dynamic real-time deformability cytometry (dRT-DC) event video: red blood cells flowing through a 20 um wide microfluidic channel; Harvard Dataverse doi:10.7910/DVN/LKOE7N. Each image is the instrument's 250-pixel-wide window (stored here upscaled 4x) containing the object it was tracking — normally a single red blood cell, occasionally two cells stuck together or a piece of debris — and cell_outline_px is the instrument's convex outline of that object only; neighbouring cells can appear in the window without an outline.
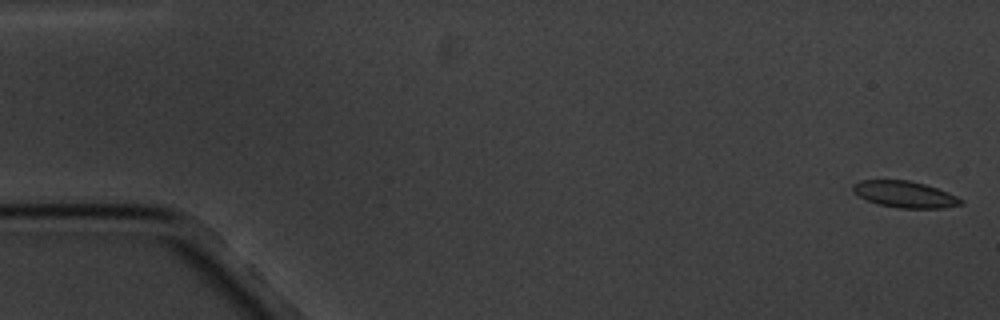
{"species": "common noctule bat (a hibernating species)", "species_latin": "Nyctalus noctula", "temperature_condition": "cold", "stored_images_in_passage": 5, "camera_frame_rate_fps": 3000, "um_per_image_px": 0.085, "animal": {"sex": "male", "body_mass_g": 20.1, "forearm_length_mm": 53.5}, "frame": {"image": 1, "passage_image": 1, "time_ms": 0.0, "image_size_px": [1000, 320], "cell_outline_px": [[964, 204], [944, 208], [900, 208], [880, 204], [868, 200], [852, 192], [852, 184], [860, 180], [908, 180], [924, 184], [948, 192], [964, 200]], "centroid_in_image_um": [76.92, 16.51], "position_along_channel_um": 8.1, "area_um2": 16.59}}
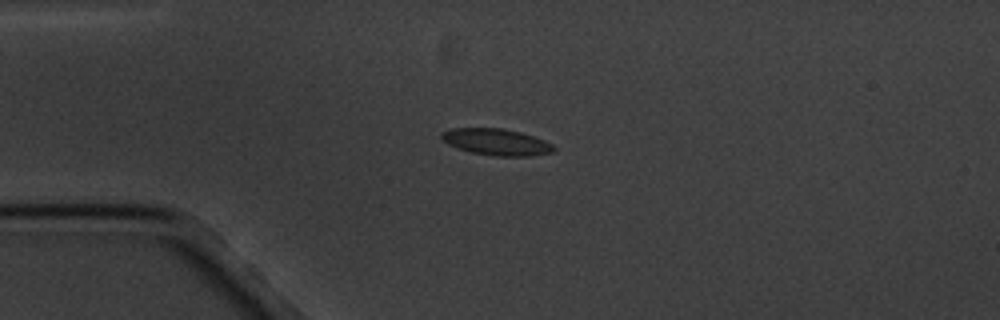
{"frame": {"image": 2, "passage_image": 4, "time_ms": 4.333, "image_size_px": [1000, 320], "cell_outline_px": [[556, 152], [528, 156], [496, 156], [472, 152], [448, 144], [440, 136], [440, 132], [448, 128], [504, 128], [520, 132], [544, 140], [552, 144], [556, 148]], "centroid_in_image_um": [42.21, 12.06], "position_along_channel_um": 42.8, "area_um2": 17.34}}